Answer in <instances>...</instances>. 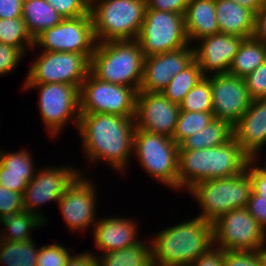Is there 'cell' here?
Here are the masks:
<instances>
[{
	"label": "cell",
	"mask_w": 266,
	"mask_h": 266,
	"mask_svg": "<svg viewBox=\"0 0 266 266\" xmlns=\"http://www.w3.org/2000/svg\"><path fill=\"white\" fill-rule=\"evenodd\" d=\"M64 19L90 15V0H46Z\"/></svg>",
	"instance_id": "obj_36"
},
{
	"label": "cell",
	"mask_w": 266,
	"mask_h": 266,
	"mask_svg": "<svg viewBox=\"0 0 266 266\" xmlns=\"http://www.w3.org/2000/svg\"><path fill=\"white\" fill-rule=\"evenodd\" d=\"M189 43L219 33L215 0H189L184 14Z\"/></svg>",
	"instance_id": "obj_23"
},
{
	"label": "cell",
	"mask_w": 266,
	"mask_h": 266,
	"mask_svg": "<svg viewBox=\"0 0 266 266\" xmlns=\"http://www.w3.org/2000/svg\"><path fill=\"white\" fill-rule=\"evenodd\" d=\"M189 0H146V9L185 14Z\"/></svg>",
	"instance_id": "obj_42"
},
{
	"label": "cell",
	"mask_w": 266,
	"mask_h": 266,
	"mask_svg": "<svg viewBox=\"0 0 266 266\" xmlns=\"http://www.w3.org/2000/svg\"><path fill=\"white\" fill-rule=\"evenodd\" d=\"M262 266H266V248L262 249Z\"/></svg>",
	"instance_id": "obj_50"
},
{
	"label": "cell",
	"mask_w": 266,
	"mask_h": 266,
	"mask_svg": "<svg viewBox=\"0 0 266 266\" xmlns=\"http://www.w3.org/2000/svg\"><path fill=\"white\" fill-rule=\"evenodd\" d=\"M93 181L82 172L57 202L62 218L71 234L88 230L90 226L93 229L99 220L95 210L99 207L96 191L98 188L95 187Z\"/></svg>",
	"instance_id": "obj_15"
},
{
	"label": "cell",
	"mask_w": 266,
	"mask_h": 266,
	"mask_svg": "<svg viewBox=\"0 0 266 266\" xmlns=\"http://www.w3.org/2000/svg\"><path fill=\"white\" fill-rule=\"evenodd\" d=\"M26 73L23 84H70L80 89L90 72V60L83 54L41 51Z\"/></svg>",
	"instance_id": "obj_11"
},
{
	"label": "cell",
	"mask_w": 266,
	"mask_h": 266,
	"mask_svg": "<svg viewBox=\"0 0 266 266\" xmlns=\"http://www.w3.org/2000/svg\"><path fill=\"white\" fill-rule=\"evenodd\" d=\"M135 129V117L107 113L80 114L77 133L90 166L105 161L109 167L124 174L133 156Z\"/></svg>",
	"instance_id": "obj_1"
},
{
	"label": "cell",
	"mask_w": 266,
	"mask_h": 266,
	"mask_svg": "<svg viewBox=\"0 0 266 266\" xmlns=\"http://www.w3.org/2000/svg\"><path fill=\"white\" fill-rule=\"evenodd\" d=\"M189 266H224V251L214 246Z\"/></svg>",
	"instance_id": "obj_45"
},
{
	"label": "cell",
	"mask_w": 266,
	"mask_h": 266,
	"mask_svg": "<svg viewBox=\"0 0 266 266\" xmlns=\"http://www.w3.org/2000/svg\"><path fill=\"white\" fill-rule=\"evenodd\" d=\"M23 91H38V108L45 130L57 137L71 121L78 129L80 118L79 88L62 83L23 84ZM57 135V136H56Z\"/></svg>",
	"instance_id": "obj_8"
},
{
	"label": "cell",
	"mask_w": 266,
	"mask_h": 266,
	"mask_svg": "<svg viewBox=\"0 0 266 266\" xmlns=\"http://www.w3.org/2000/svg\"><path fill=\"white\" fill-rule=\"evenodd\" d=\"M194 61V47L188 46L144 58L139 91L162 92L171 79Z\"/></svg>",
	"instance_id": "obj_18"
},
{
	"label": "cell",
	"mask_w": 266,
	"mask_h": 266,
	"mask_svg": "<svg viewBox=\"0 0 266 266\" xmlns=\"http://www.w3.org/2000/svg\"><path fill=\"white\" fill-rule=\"evenodd\" d=\"M96 252L85 251L69 256L65 266H98Z\"/></svg>",
	"instance_id": "obj_47"
},
{
	"label": "cell",
	"mask_w": 266,
	"mask_h": 266,
	"mask_svg": "<svg viewBox=\"0 0 266 266\" xmlns=\"http://www.w3.org/2000/svg\"><path fill=\"white\" fill-rule=\"evenodd\" d=\"M24 211L23 194L0 185V220Z\"/></svg>",
	"instance_id": "obj_38"
},
{
	"label": "cell",
	"mask_w": 266,
	"mask_h": 266,
	"mask_svg": "<svg viewBox=\"0 0 266 266\" xmlns=\"http://www.w3.org/2000/svg\"><path fill=\"white\" fill-rule=\"evenodd\" d=\"M253 37L266 44V2L256 13L255 31Z\"/></svg>",
	"instance_id": "obj_48"
},
{
	"label": "cell",
	"mask_w": 266,
	"mask_h": 266,
	"mask_svg": "<svg viewBox=\"0 0 266 266\" xmlns=\"http://www.w3.org/2000/svg\"><path fill=\"white\" fill-rule=\"evenodd\" d=\"M96 40L91 15L65 18L58 25L44 30L34 39L33 51L70 52L85 55L89 60L94 53Z\"/></svg>",
	"instance_id": "obj_13"
},
{
	"label": "cell",
	"mask_w": 266,
	"mask_h": 266,
	"mask_svg": "<svg viewBox=\"0 0 266 266\" xmlns=\"http://www.w3.org/2000/svg\"><path fill=\"white\" fill-rule=\"evenodd\" d=\"M35 175L0 174V185L16 193H24L27 184Z\"/></svg>",
	"instance_id": "obj_44"
},
{
	"label": "cell",
	"mask_w": 266,
	"mask_h": 266,
	"mask_svg": "<svg viewBox=\"0 0 266 266\" xmlns=\"http://www.w3.org/2000/svg\"><path fill=\"white\" fill-rule=\"evenodd\" d=\"M137 91L96 78L91 72L79 89L80 114L107 113L135 117Z\"/></svg>",
	"instance_id": "obj_10"
},
{
	"label": "cell",
	"mask_w": 266,
	"mask_h": 266,
	"mask_svg": "<svg viewBox=\"0 0 266 266\" xmlns=\"http://www.w3.org/2000/svg\"><path fill=\"white\" fill-rule=\"evenodd\" d=\"M214 246L231 251H260L266 248V230L247 208L234 209L213 222Z\"/></svg>",
	"instance_id": "obj_12"
},
{
	"label": "cell",
	"mask_w": 266,
	"mask_h": 266,
	"mask_svg": "<svg viewBox=\"0 0 266 266\" xmlns=\"http://www.w3.org/2000/svg\"><path fill=\"white\" fill-rule=\"evenodd\" d=\"M253 11L255 14L263 7L266 0H230Z\"/></svg>",
	"instance_id": "obj_49"
},
{
	"label": "cell",
	"mask_w": 266,
	"mask_h": 266,
	"mask_svg": "<svg viewBox=\"0 0 266 266\" xmlns=\"http://www.w3.org/2000/svg\"><path fill=\"white\" fill-rule=\"evenodd\" d=\"M71 249L57 243L39 247L37 266H65Z\"/></svg>",
	"instance_id": "obj_35"
},
{
	"label": "cell",
	"mask_w": 266,
	"mask_h": 266,
	"mask_svg": "<svg viewBox=\"0 0 266 266\" xmlns=\"http://www.w3.org/2000/svg\"><path fill=\"white\" fill-rule=\"evenodd\" d=\"M40 169L24 190L23 206L24 211L36 214L47 224V217L41 214L39 207L50 202H58L82 172L77 171L76 167L63 164L61 167L49 165Z\"/></svg>",
	"instance_id": "obj_14"
},
{
	"label": "cell",
	"mask_w": 266,
	"mask_h": 266,
	"mask_svg": "<svg viewBox=\"0 0 266 266\" xmlns=\"http://www.w3.org/2000/svg\"><path fill=\"white\" fill-rule=\"evenodd\" d=\"M205 76L194 60L183 71L174 76L161 92L171 102L180 105L186 94Z\"/></svg>",
	"instance_id": "obj_30"
},
{
	"label": "cell",
	"mask_w": 266,
	"mask_h": 266,
	"mask_svg": "<svg viewBox=\"0 0 266 266\" xmlns=\"http://www.w3.org/2000/svg\"><path fill=\"white\" fill-rule=\"evenodd\" d=\"M39 248L32 240L12 242L0 239L2 266H37Z\"/></svg>",
	"instance_id": "obj_29"
},
{
	"label": "cell",
	"mask_w": 266,
	"mask_h": 266,
	"mask_svg": "<svg viewBox=\"0 0 266 266\" xmlns=\"http://www.w3.org/2000/svg\"><path fill=\"white\" fill-rule=\"evenodd\" d=\"M245 38L216 33L204 37L193 44L194 60L204 76L228 73L234 56ZM212 73V74H211Z\"/></svg>",
	"instance_id": "obj_19"
},
{
	"label": "cell",
	"mask_w": 266,
	"mask_h": 266,
	"mask_svg": "<svg viewBox=\"0 0 266 266\" xmlns=\"http://www.w3.org/2000/svg\"><path fill=\"white\" fill-rule=\"evenodd\" d=\"M24 55L19 48L0 43V76L12 73Z\"/></svg>",
	"instance_id": "obj_40"
},
{
	"label": "cell",
	"mask_w": 266,
	"mask_h": 266,
	"mask_svg": "<svg viewBox=\"0 0 266 266\" xmlns=\"http://www.w3.org/2000/svg\"><path fill=\"white\" fill-rule=\"evenodd\" d=\"M179 112V104L171 102L161 92H137L135 114L137 129L172 138Z\"/></svg>",
	"instance_id": "obj_17"
},
{
	"label": "cell",
	"mask_w": 266,
	"mask_h": 266,
	"mask_svg": "<svg viewBox=\"0 0 266 266\" xmlns=\"http://www.w3.org/2000/svg\"><path fill=\"white\" fill-rule=\"evenodd\" d=\"M250 159L233 137L216 147L179 150L178 190L187 192L202 181L238 175Z\"/></svg>",
	"instance_id": "obj_3"
},
{
	"label": "cell",
	"mask_w": 266,
	"mask_h": 266,
	"mask_svg": "<svg viewBox=\"0 0 266 266\" xmlns=\"http://www.w3.org/2000/svg\"><path fill=\"white\" fill-rule=\"evenodd\" d=\"M180 110L192 112H212L210 76L201 79L184 97Z\"/></svg>",
	"instance_id": "obj_34"
},
{
	"label": "cell",
	"mask_w": 266,
	"mask_h": 266,
	"mask_svg": "<svg viewBox=\"0 0 266 266\" xmlns=\"http://www.w3.org/2000/svg\"><path fill=\"white\" fill-rule=\"evenodd\" d=\"M214 119L213 112L180 110L172 140L180 145L185 139L202 130Z\"/></svg>",
	"instance_id": "obj_32"
},
{
	"label": "cell",
	"mask_w": 266,
	"mask_h": 266,
	"mask_svg": "<svg viewBox=\"0 0 266 266\" xmlns=\"http://www.w3.org/2000/svg\"><path fill=\"white\" fill-rule=\"evenodd\" d=\"M216 18L220 33L251 38L255 31L256 14L230 0H215Z\"/></svg>",
	"instance_id": "obj_22"
},
{
	"label": "cell",
	"mask_w": 266,
	"mask_h": 266,
	"mask_svg": "<svg viewBox=\"0 0 266 266\" xmlns=\"http://www.w3.org/2000/svg\"><path fill=\"white\" fill-rule=\"evenodd\" d=\"M24 0H0V19L22 17Z\"/></svg>",
	"instance_id": "obj_46"
},
{
	"label": "cell",
	"mask_w": 266,
	"mask_h": 266,
	"mask_svg": "<svg viewBox=\"0 0 266 266\" xmlns=\"http://www.w3.org/2000/svg\"><path fill=\"white\" fill-rule=\"evenodd\" d=\"M258 160V158H251L246 169L250 174L252 191L266 198V161L264 162V166L263 164H258Z\"/></svg>",
	"instance_id": "obj_41"
},
{
	"label": "cell",
	"mask_w": 266,
	"mask_h": 266,
	"mask_svg": "<svg viewBox=\"0 0 266 266\" xmlns=\"http://www.w3.org/2000/svg\"><path fill=\"white\" fill-rule=\"evenodd\" d=\"M0 43L19 48L24 54L33 49L34 40L26 30L22 17L0 19Z\"/></svg>",
	"instance_id": "obj_31"
},
{
	"label": "cell",
	"mask_w": 266,
	"mask_h": 266,
	"mask_svg": "<svg viewBox=\"0 0 266 266\" xmlns=\"http://www.w3.org/2000/svg\"><path fill=\"white\" fill-rule=\"evenodd\" d=\"M233 137V127L227 122L214 119L202 130L185 139L179 150H197L226 144Z\"/></svg>",
	"instance_id": "obj_26"
},
{
	"label": "cell",
	"mask_w": 266,
	"mask_h": 266,
	"mask_svg": "<svg viewBox=\"0 0 266 266\" xmlns=\"http://www.w3.org/2000/svg\"><path fill=\"white\" fill-rule=\"evenodd\" d=\"M154 235L148 238L153 266H189L214 247L213 223L198 215Z\"/></svg>",
	"instance_id": "obj_2"
},
{
	"label": "cell",
	"mask_w": 266,
	"mask_h": 266,
	"mask_svg": "<svg viewBox=\"0 0 266 266\" xmlns=\"http://www.w3.org/2000/svg\"><path fill=\"white\" fill-rule=\"evenodd\" d=\"M22 19L34 40L44 30L58 25L64 18L46 0H24Z\"/></svg>",
	"instance_id": "obj_24"
},
{
	"label": "cell",
	"mask_w": 266,
	"mask_h": 266,
	"mask_svg": "<svg viewBox=\"0 0 266 266\" xmlns=\"http://www.w3.org/2000/svg\"><path fill=\"white\" fill-rule=\"evenodd\" d=\"M224 266H262L260 251H224Z\"/></svg>",
	"instance_id": "obj_39"
},
{
	"label": "cell",
	"mask_w": 266,
	"mask_h": 266,
	"mask_svg": "<svg viewBox=\"0 0 266 266\" xmlns=\"http://www.w3.org/2000/svg\"><path fill=\"white\" fill-rule=\"evenodd\" d=\"M233 138L251 158L260 159L266 145V99L251 100L250 107L233 126Z\"/></svg>",
	"instance_id": "obj_20"
},
{
	"label": "cell",
	"mask_w": 266,
	"mask_h": 266,
	"mask_svg": "<svg viewBox=\"0 0 266 266\" xmlns=\"http://www.w3.org/2000/svg\"><path fill=\"white\" fill-rule=\"evenodd\" d=\"M251 100L266 99V60L244 77Z\"/></svg>",
	"instance_id": "obj_37"
},
{
	"label": "cell",
	"mask_w": 266,
	"mask_h": 266,
	"mask_svg": "<svg viewBox=\"0 0 266 266\" xmlns=\"http://www.w3.org/2000/svg\"><path fill=\"white\" fill-rule=\"evenodd\" d=\"M133 156L152 179L178 191L179 145L172 138L136 128Z\"/></svg>",
	"instance_id": "obj_7"
},
{
	"label": "cell",
	"mask_w": 266,
	"mask_h": 266,
	"mask_svg": "<svg viewBox=\"0 0 266 266\" xmlns=\"http://www.w3.org/2000/svg\"><path fill=\"white\" fill-rule=\"evenodd\" d=\"M28 150L23 148L9 153L0 148V174L35 175L38 169Z\"/></svg>",
	"instance_id": "obj_33"
},
{
	"label": "cell",
	"mask_w": 266,
	"mask_h": 266,
	"mask_svg": "<svg viewBox=\"0 0 266 266\" xmlns=\"http://www.w3.org/2000/svg\"><path fill=\"white\" fill-rule=\"evenodd\" d=\"M148 241L140 240L117 251L97 254L98 266H153L152 244Z\"/></svg>",
	"instance_id": "obj_25"
},
{
	"label": "cell",
	"mask_w": 266,
	"mask_h": 266,
	"mask_svg": "<svg viewBox=\"0 0 266 266\" xmlns=\"http://www.w3.org/2000/svg\"><path fill=\"white\" fill-rule=\"evenodd\" d=\"M210 82L214 117L233 127L251 103L244 78L222 73L210 75Z\"/></svg>",
	"instance_id": "obj_16"
},
{
	"label": "cell",
	"mask_w": 266,
	"mask_h": 266,
	"mask_svg": "<svg viewBox=\"0 0 266 266\" xmlns=\"http://www.w3.org/2000/svg\"><path fill=\"white\" fill-rule=\"evenodd\" d=\"M144 57L178 50L188 46L184 15L146 9L136 38Z\"/></svg>",
	"instance_id": "obj_9"
},
{
	"label": "cell",
	"mask_w": 266,
	"mask_h": 266,
	"mask_svg": "<svg viewBox=\"0 0 266 266\" xmlns=\"http://www.w3.org/2000/svg\"><path fill=\"white\" fill-rule=\"evenodd\" d=\"M146 8V0H90L96 43L136 39Z\"/></svg>",
	"instance_id": "obj_5"
},
{
	"label": "cell",
	"mask_w": 266,
	"mask_h": 266,
	"mask_svg": "<svg viewBox=\"0 0 266 266\" xmlns=\"http://www.w3.org/2000/svg\"><path fill=\"white\" fill-rule=\"evenodd\" d=\"M246 208L256 221L266 230V198H263L252 191Z\"/></svg>",
	"instance_id": "obj_43"
},
{
	"label": "cell",
	"mask_w": 266,
	"mask_h": 266,
	"mask_svg": "<svg viewBox=\"0 0 266 266\" xmlns=\"http://www.w3.org/2000/svg\"><path fill=\"white\" fill-rule=\"evenodd\" d=\"M144 58L136 39L97 43L90 59V72L99 80L139 92Z\"/></svg>",
	"instance_id": "obj_4"
},
{
	"label": "cell",
	"mask_w": 266,
	"mask_h": 266,
	"mask_svg": "<svg viewBox=\"0 0 266 266\" xmlns=\"http://www.w3.org/2000/svg\"><path fill=\"white\" fill-rule=\"evenodd\" d=\"M266 60V44L254 37L244 39L234 56L228 73L245 77Z\"/></svg>",
	"instance_id": "obj_27"
},
{
	"label": "cell",
	"mask_w": 266,
	"mask_h": 266,
	"mask_svg": "<svg viewBox=\"0 0 266 266\" xmlns=\"http://www.w3.org/2000/svg\"><path fill=\"white\" fill-rule=\"evenodd\" d=\"M0 223L3 225L2 229H4L0 231V239L12 242L32 240V234L29 232L46 225L40 217L28 211L7 216L1 219Z\"/></svg>",
	"instance_id": "obj_28"
},
{
	"label": "cell",
	"mask_w": 266,
	"mask_h": 266,
	"mask_svg": "<svg viewBox=\"0 0 266 266\" xmlns=\"http://www.w3.org/2000/svg\"><path fill=\"white\" fill-rule=\"evenodd\" d=\"M252 192L247 169L238 175L202 181L192 187V195L201 209L198 216L213 223L234 209L246 208Z\"/></svg>",
	"instance_id": "obj_6"
},
{
	"label": "cell",
	"mask_w": 266,
	"mask_h": 266,
	"mask_svg": "<svg viewBox=\"0 0 266 266\" xmlns=\"http://www.w3.org/2000/svg\"><path fill=\"white\" fill-rule=\"evenodd\" d=\"M122 217L123 215L105 216L99 219L91 230L95 240L94 247L100 250V255L132 246L140 241L139 224L132 218Z\"/></svg>",
	"instance_id": "obj_21"
}]
</instances>
